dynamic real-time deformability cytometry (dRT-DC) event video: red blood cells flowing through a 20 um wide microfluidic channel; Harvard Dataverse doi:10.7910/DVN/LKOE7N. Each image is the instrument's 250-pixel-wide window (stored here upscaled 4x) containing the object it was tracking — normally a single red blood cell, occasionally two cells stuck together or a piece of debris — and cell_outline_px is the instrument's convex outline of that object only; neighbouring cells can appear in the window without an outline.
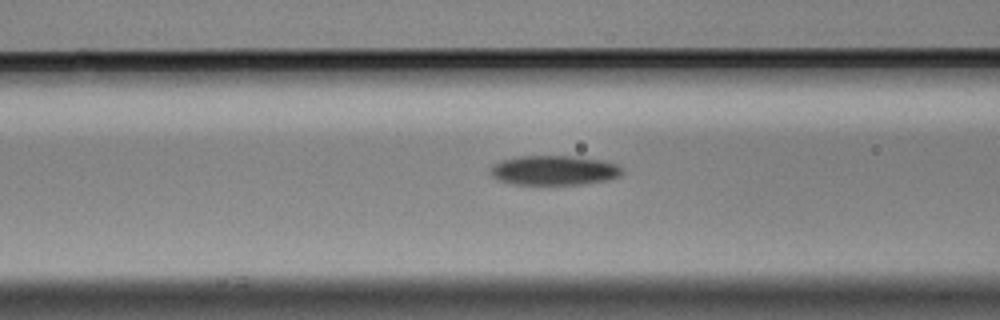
{"species": "Egyptian fruit bat (a non-hibernating species)", "species_latin": "Rousettus aegyptiacus", "temperature_condition": "cold", "stored_images_in_passage": 20, "camera_frame_rate_fps": 3000, "um_per_image_px": 0.085, "animal": {"sex": "male"}, "frame": {"image": 1, "passage_image": 18, "time_ms": 5.667, "image_size_px": [1000, 320], "cell_outline_px": [[624, 172], [620, 176], [608, 180], [584, 184], [512, 184], [496, 180], [488, 172], [492, 164], [500, 160], [520, 156], [572, 156], [604, 160], [616, 164]], "centroid_in_image_um": [47.06, 14.48], "position_along_channel_um": 119.5, "area_um2": 23.0}}